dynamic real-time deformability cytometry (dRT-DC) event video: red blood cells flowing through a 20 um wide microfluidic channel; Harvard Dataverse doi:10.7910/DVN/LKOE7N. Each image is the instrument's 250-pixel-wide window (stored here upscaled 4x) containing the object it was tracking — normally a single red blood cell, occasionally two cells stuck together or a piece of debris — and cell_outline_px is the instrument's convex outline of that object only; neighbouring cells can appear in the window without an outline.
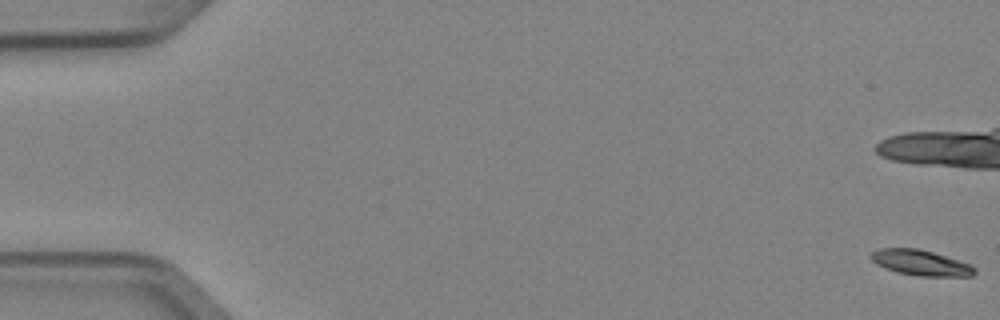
{"species": "Egyptian fruit bat (a non-hibernating species)", "species_latin": "Rousettus aegyptiacus", "temperature_condition": "cold", "stored_images_in_passage": 6, "camera_frame_rate_fps": 3000, "um_per_image_px": 0.085, "animal": {"sex": "female"}, "frame": {"image": 1, "passage_image": 1, "time_ms": 0.0, "image_size_px": [1000, 320], "cell_outline_px": [[976, 272], [972, 276], [920, 276], [896, 272], [884, 268], [876, 264], [868, 256], [872, 252], [880, 248], [920, 248], [972, 264], [976, 268]], "centroid_in_image_um": [78.26, 22.33], "position_along_channel_um": 6.7, "area_um2": 15.61}}